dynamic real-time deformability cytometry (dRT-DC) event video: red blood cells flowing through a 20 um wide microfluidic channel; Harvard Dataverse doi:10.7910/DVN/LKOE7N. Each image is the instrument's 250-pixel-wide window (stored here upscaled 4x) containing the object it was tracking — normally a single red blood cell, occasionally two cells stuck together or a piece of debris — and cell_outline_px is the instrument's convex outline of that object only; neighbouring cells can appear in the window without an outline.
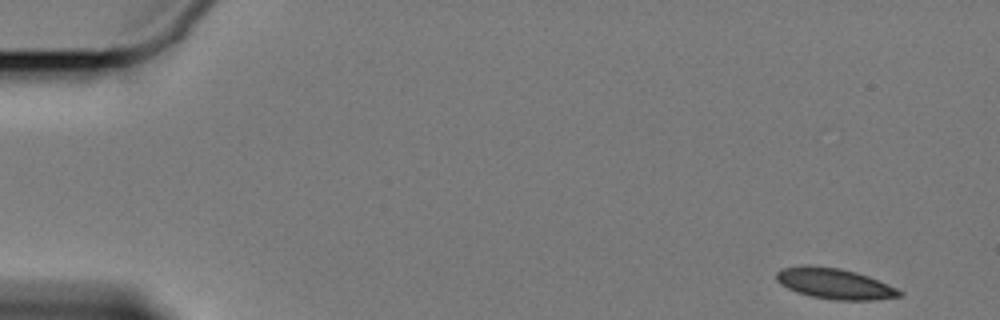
{"species": "Egyptian fruit bat (a non-hibernating species)", "species_latin": "Rousettus aegyptiacus", "temperature_condition": "cold", "stored_images_in_passage": 57, "camera_frame_rate_fps": 3000, "um_per_image_px": 0.085, "animal": {"sex": "female"}, "frame": {"image": 1, "passage_image": 1, "time_ms": 0.0, "image_size_px": [1000, 320], "cell_outline_px": [[904, 296], [872, 300], [832, 300], [812, 296], [796, 292], [780, 284], [776, 280], [776, 272], [780, 268], [800, 264], [808, 264], [840, 268], [856, 272], [868, 276], [888, 284], [904, 292]], "centroid_in_image_um": [70.91, 24.09], "position_along_channel_um": 14.1, "area_um2": 22.37}}
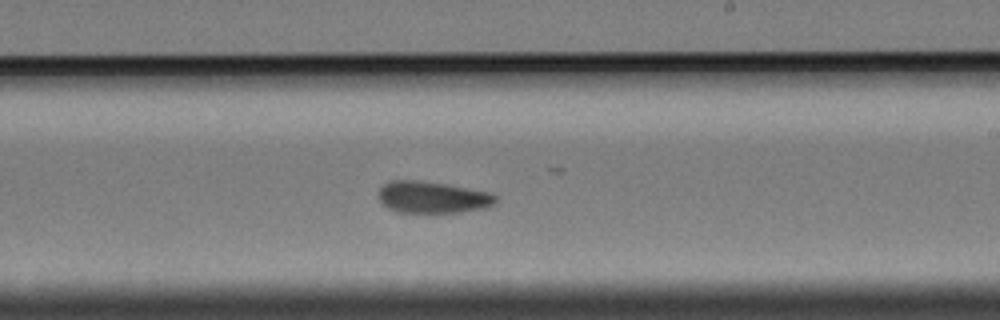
{"frame": {"image": 2, "passage_image": 33, "time_ms": 10.667, "image_size_px": [1000, 320], "cell_outline_px": [[496, 204], [488, 208], [460, 212], [396, 212], [388, 208], [376, 196], [376, 192], [388, 180], [420, 180], [448, 184], [492, 192], [496, 196]], "centroid_in_image_um": [36.77, 16.75], "position_along_channel_um": 252.2, "area_um2": 22.14}}
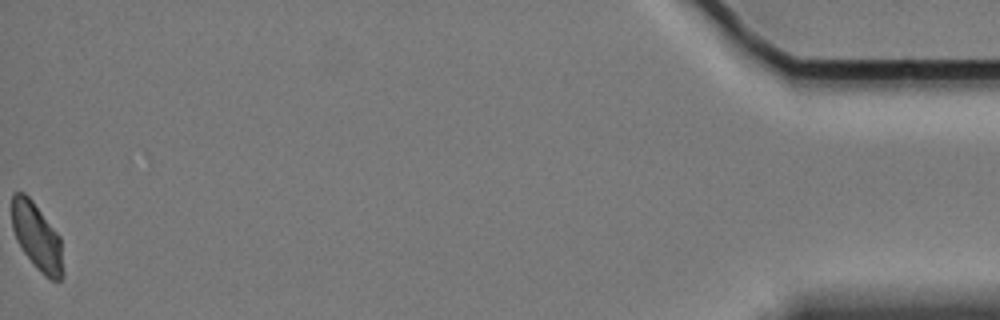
{"frame": {"image": 3, "passage_image": 57, "time_ms": 18.667, "image_size_px": [1000, 320], "cell_outline_px": [[64, 276], [60, 280], [52, 280], [44, 276], [36, 268], [24, 252], [16, 240], [12, 228], [12, 192], [24, 192], [32, 200], [60, 236], [64, 272]], "centroid_in_image_um": [3.14, 20.14], "position_along_channel_um": 432.1, "area_um2": 20.11}, "authors_computed_cell_mechanics": {"area_um2": 22.0796, "velocity_mm_per_s": 3.3785, "shape_relaxation_time_tau1_ms": null, "shape_relaxation_time_tau2_ms": 3.0211, "deformation_change_tau1": null, "deformation_change_tau2": 0.0613}}